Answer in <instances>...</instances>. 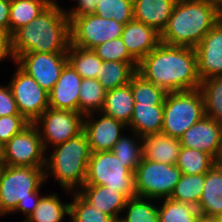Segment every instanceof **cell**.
Returning a JSON list of instances; mask_svg holds the SVG:
<instances>
[{
	"mask_svg": "<svg viewBox=\"0 0 222 222\" xmlns=\"http://www.w3.org/2000/svg\"><path fill=\"white\" fill-rule=\"evenodd\" d=\"M137 74L168 92L200 88L196 50L160 43L138 62Z\"/></svg>",
	"mask_w": 222,
	"mask_h": 222,
	"instance_id": "cell-1",
	"label": "cell"
},
{
	"mask_svg": "<svg viewBox=\"0 0 222 222\" xmlns=\"http://www.w3.org/2000/svg\"><path fill=\"white\" fill-rule=\"evenodd\" d=\"M69 45L70 21L55 0L11 36L14 59L28 52L67 53Z\"/></svg>",
	"mask_w": 222,
	"mask_h": 222,
	"instance_id": "cell-2",
	"label": "cell"
},
{
	"mask_svg": "<svg viewBox=\"0 0 222 222\" xmlns=\"http://www.w3.org/2000/svg\"><path fill=\"white\" fill-rule=\"evenodd\" d=\"M219 15L220 11L204 0H177L160 34L161 43L195 49L219 21Z\"/></svg>",
	"mask_w": 222,
	"mask_h": 222,
	"instance_id": "cell-3",
	"label": "cell"
},
{
	"mask_svg": "<svg viewBox=\"0 0 222 222\" xmlns=\"http://www.w3.org/2000/svg\"><path fill=\"white\" fill-rule=\"evenodd\" d=\"M45 181V167L1 165L0 216L20 211L27 219L37 208Z\"/></svg>",
	"mask_w": 222,
	"mask_h": 222,
	"instance_id": "cell-4",
	"label": "cell"
},
{
	"mask_svg": "<svg viewBox=\"0 0 222 222\" xmlns=\"http://www.w3.org/2000/svg\"><path fill=\"white\" fill-rule=\"evenodd\" d=\"M53 148L54 152L46 157L45 180L51 174L64 190L77 192L85 183L92 153L87 136L82 132Z\"/></svg>",
	"mask_w": 222,
	"mask_h": 222,
	"instance_id": "cell-5",
	"label": "cell"
},
{
	"mask_svg": "<svg viewBox=\"0 0 222 222\" xmlns=\"http://www.w3.org/2000/svg\"><path fill=\"white\" fill-rule=\"evenodd\" d=\"M204 116V98L200 88L168 92L163 105L161 133L179 139Z\"/></svg>",
	"mask_w": 222,
	"mask_h": 222,
	"instance_id": "cell-6",
	"label": "cell"
},
{
	"mask_svg": "<svg viewBox=\"0 0 222 222\" xmlns=\"http://www.w3.org/2000/svg\"><path fill=\"white\" fill-rule=\"evenodd\" d=\"M84 185H103L117 190L127 199L136 197L134 172L125 167L112 151L91 153Z\"/></svg>",
	"mask_w": 222,
	"mask_h": 222,
	"instance_id": "cell-7",
	"label": "cell"
},
{
	"mask_svg": "<svg viewBox=\"0 0 222 222\" xmlns=\"http://www.w3.org/2000/svg\"><path fill=\"white\" fill-rule=\"evenodd\" d=\"M182 172L176 165L143 159L134 172V187L138 197L158 199L170 198Z\"/></svg>",
	"mask_w": 222,
	"mask_h": 222,
	"instance_id": "cell-8",
	"label": "cell"
},
{
	"mask_svg": "<svg viewBox=\"0 0 222 222\" xmlns=\"http://www.w3.org/2000/svg\"><path fill=\"white\" fill-rule=\"evenodd\" d=\"M46 156L38 127L33 123L0 148L1 165L6 166L45 167Z\"/></svg>",
	"mask_w": 222,
	"mask_h": 222,
	"instance_id": "cell-9",
	"label": "cell"
},
{
	"mask_svg": "<svg viewBox=\"0 0 222 222\" xmlns=\"http://www.w3.org/2000/svg\"><path fill=\"white\" fill-rule=\"evenodd\" d=\"M83 121L84 115L80 112L49 107L33 124L38 127L46 152L49 145L53 148L82 133Z\"/></svg>",
	"mask_w": 222,
	"mask_h": 222,
	"instance_id": "cell-10",
	"label": "cell"
},
{
	"mask_svg": "<svg viewBox=\"0 0 222 222\" xmlns=\"http://www.w3.org/2000/svg\"><path fill=\"white\" fill-rule=\"evenodd\" d=\"M124 24L96 14L75 17L70 21V44L86 49L121 37Z\"/></svg>",
	"mask_w": 222,
	"mask_h": 222,
	"instance_id": "cell-11",
	"label": "cell"
},
{
	"mask_svg": "<svg viewBox=\"0 0 222 222\" xmlns=\"http://www.w3.org/2000/svg\"><path fill=\"white\" fill-rule=\"evenodd\" d=\"M14 74L8 86L20 115L33 123L49 108V93L18 65Z\"/></svg>",
	"mask_w": 222,
	"mask_h": 222,
	"instance_id": "cell-12",
	"label": "cell"
},
{
	"mask_svg": "<svg viewBox=\"0 0 222 222\" xmlns=\"http://www.w3.org/2000/svg\"><path fill=\"white\" fill-rule=\"evenodd\" d=\"M14 62L49 93L68 59L66 53L28 52L18 55Z\"/></svg>",
	"mask_w": 222,
	"mask_h": 222,
	"instance_id": "cell-13",
	"label": "cell"
},
{
	"mask_svg": "<svg viewBox=\"0 0 222 222\" xmlns=\"http://www.w3.org/2000/svg\"><path fill=\"white\" fill-rule=\"evenodd\" d=\"M179 141L181 147L206 152L219 162L222 156V125L205 115L188 128Z\"/></svg>",
	"mask_w": 222,
	"mask_h": 222,
	"instance_id": "cell-14",
	"label": "cell"
},
{
	"mask_svg": "<svg viewBox=\"0 0 222 222\" xmlns=\"http://www.w3.org/2000/svg\"><path fill=\"white\" fill-rule=\"evenodd\" d=\"M97 114H101L99 119L94 118V112L84 115L83 132L88 138L91 152L111 151L127 125L102 112Z\"/></svg>",
	"mask_w": 222,
	"mask_h": 222,
	"instance_id": "cell-15",
	"label": "cell"
},
{
	"mask_svg": "<svg viewBox=\"0 0 222 222\" xmlns=\"http://www.w3.org/2000/svg\"><path fill=\"white\" fill-rule=\"evenodd\" d=\"M201 81L222 77V24L218 21L195 48Z\"/></svg>",
	"mask_w": 222,
	"mask_h": 222,
	"instance_id": "cell-16",
	"label": "cell"
},
{
	"mask_svg": "<svg viewBox=\"0 0 222 222\" xmlns=\"http://www.w3.org/2000/svg\"><path fill=\"white\" fill-rule=\"evenodd\" d=\"M83 78L67 63L49 92V107L79 112V94Z\"/></svg>",
	"mask_w": 222,
	"mask_h": 222,
	"instance_id": "cell-17",
	"label": "cell"
},
{
	"mask_svg": "<svg viewBox=\"0 0 222 222\" xmlns=\"http://www.w3.org/2000/svg\"><path fill=\"white\" fill-rule=\"evenodd\" d=\"M121 39L129 54L137 62L161 43L160 33L134 19L124 25Z\"/></svg>",
	"mask_w": 222,
	"mask_h": 222,
	"instance_id": "cell-18",
	"label": "cell"
},
{
	"mask_svg": "<svg viewBox=\"0 0 222 222\" xmlns=\"http://www.w3.org/2000/svg\"><path fill=\"white\" fill-rule=\"evenodd\" d=\"M77 193L92 207L119 221L127 198L117 190L103 185H83Z\"/></svg>",
	"mask_w": 222,
	"mask_h": 222,
	"instance_id": "cell-19",
	"label": "cell"
},
{
	"mask_svg": "<svg viewBox=\"0 0 222 222\" xmlns=\"http://www.w3.org/2000/svg\"><path fill=\"white\" fill-rule=\"evenodd\" d=\"M176 2L177 0H133V18L161 34Z\"/></svg>",
	"mask_w": 222,
	"mask_h": 222,
	"instance_id": "cell-20",
	"label": "cell"
},
{
	"mask_svg": "<svg viewBox=\"0 0 222 222\" xmlns=\"http://www.w3.org/2000/svg\"><path fill=\"white\" fill-rule=\"evenodd\" d=\"M196 208L201 215L208 217L222 215V166L219 162L205 173L201 199Z\"/></svg>",
	"mask_w": 222,
	"mask_h": 222,
	"instance_id": "cell-21",
	"label": "cell"
},
{
	"mask_svg": "<svg viewBox=\"0 0 222 222\" xmlns=\"http://www.w3.org/2000/svg\"><path fill=\"white\" fill-rule=\"evenodd\" d=\"M143 159L153 162L176 165L181 145L177 138L160 134H151L142 137Z\"/></svg>",
	"mask_w": 222,
	"mask_h": 222,
	"instance_id": "cell-22",
	"label": "cell"
},
{
	"mask_svg": "<svg viewBox=\"0 0 222 222\" xmlns=\"http://www.w3.org/2000/svg\"><path fill=\"white\" fill-rule=\"evenodd\" d=\"M163 105L135 103L132 119L127 127L140 137L160 134L163 126Z\"/></svg>",
	"mask_w": 222,
	"mask_h": 222,
	"instance_id": "cell-23",
	"label": "cell"
},
{
	"mask_svg": "<svg viewBox=\"0 0 222 222\" xmlns=\"http://www.w3.org/2000/svg\"><path fill=\"white\" fill-rule=\"evenodd\" d=\"M134 104L131 86L128 83L107 91L101 112L128 126L132 119Z\"/></svg>",
	"mask_w": 222,
	"mask_h": 222,
	"instance_id": "cell-24",
	"label": "cell"
},
{
	"mask_svg": "<svg viewBox=\"0 0 222 222\" xmlns=\"http://www.w3.org/2000/svg\"><path fill=\"white\" fill-rule=\"evenodd\" d=\"M53 0H11L9 13V34L35 19Z\"/></svg>",
	"mask_w": 222,
	"mask_h": 222,
	"instance_id": "cell-25",
	"label": "cell"
},
{
	"mask_svg": "<svg viewBox=\"0 0 222 222\" xmlns=\"http://www.w3.org/2000/svg\"><path fill=\"white\" fill-rule=\"evenodd\" d=\"M66 54L68 63L83 79H100V70L103 61L93 49H86L70 44Z\"/></svg>",
	"mask_w": 222,
	"mask_h": 222,
	"instance_id": "cell-26",
	"label": "cell"
},
{
	"mask_svg": "<svg viewBox=\"0 0 222 222\" xmlns=\"http://www.w3.org/2000/svg\"><path fill=\"white\" fill-rule=\"evenodd\" d=\"M138 62L103 61L100 70V84L106 91L130 83L137 73Z\"/></svg>",
	"mask_w": 222,
	"mask_h": 222,
	"instance_id": "cell-27",
	"label": "cell"
},
{
	"mask_svg": "<svg viewBox=\"0 0 222 222\" xmlns=\"http://www.w3.org/2000/svg\"><path fill=\"white\" fill-rule=\"evenodd\" d=\"M70 214V203H62L55 194L42 196L35 211L24 222H62Z\"/></svg>",
	"mask_w": 222,
	"mask_h": 222,
	"instance_id": "cell-28",
	"label": "cell"
},
{
	"mask_svg": "<svg viewBox=\"0 0 222 222\" xmlns=\"http://www.w3.org/2000/svg\"><path fill=\"white\" fill-rule=\"evenodd\" d=\"M107 91L96 78L83 79L79 94V112L86 115L101 112Z\"/></svg>",
	"mask_w": 222,
	"mask_h": 222,
	"instance_id": "cell-29",
	"label": "cell"
},
{
	"mask_svg": "<svg viewBox=\"0 0 222 222\" xmlns=\"http://www.w3.org/2000/svg\"><path fill=\"white\" fill-rule=\"evenodd\" d=\"M216 163L206 152L181 147L176 166L182 174L196 175L208 172Z\"/></svg>",
	"mask_w": 222,
	"mask_h": 222,
	"instance_id": "cell-30",
	"label": "cell"
},
{
	"mask_svg": "<svg viewBox=\"0 0 222 222\" xmlns=\"http://www.w3.org/2000/svg\"><path fill=\"white\" fill-rule=\"evenodd\" d=\"M204 183L205 173L196 175L182 174L170 196V199L192 204L197 207L201 199Z\"/></svg>",
	"mask_w": 222,
	"mask_h": 222,
	"instance_id": "cell-31",
	"label": "cell"
},
{
	"mask_svg": "<svg viewBox=\"0 0 222 222\" xmlns=\"http://www.w3.org/2000/svg\"><path fill=\"white\" fill-rule=\"evenodd\" d=\"M133 135L134 138H131V136L127 137L125 134H123L114 144L111 151L123 162L125 167H127L130 171L135 172V169L143 158V140L142 137L134 132L132 133V137Z\"/></svg>",
	"mask_w": 222,
	"mask_h": 222,
	"instance_id": "cell-32",
	"label": "cell"
},
{
	"mask_svg": "<svg viewBox=\"0 0 222 222\" xmlns=\"http://www.w3.org/2000/svg\"><path fill=\"white\" fill-rule=\"evenodd\" d=\"M205 115L222 125V77L204 79L200 83Z\"/></svg>",
	"mask_w": 222,
	"mask_h": 222,
	"instance_id": "cell-33",
	"label": "cell"
},
{
	"mask_svg": "<svg viewBox=\"0 0 222 222\" xmlns=\"http://www.w3.org/2000/svg\"><path fill=\"white\" fill-rule=\"evenodd\" d=\"M162 206L158 205V222H195L200 215L197 208L188 203L163 198Z\"/></svg>",
	"mask_w": 222,
	"mask_h": 222,
	"instance_id": "cell-34",
	"label": "cell"
},
{
	"mask_svg": "<svg viewBox=\"0 0 222 222\" xmlns=\"http://www.w3.org/2000/svg\"><path fill=\"white\" fill-rule=\"evenodd\" d=\"M150 200L153 199L138 196L128 198L123 209L127 212L126 217L118 222H158V204L155 206Z\"/></svg>",
	"mask_w": 222,
	"mask_h": 222,
	"instance_id": "cell-35",
	"label": "cell"
},
{
	"mask_svg": "<svg viewBox=\"0 0 222 222\" xmlns=\"http://www.w3.org/2000/svg\"><path fill=\"white\" fill-rule=\"evenodd\" d=\"M131 91L135 103L164 104L167 92L157 85L146 81L139 74H135L130 81Z\"/></svg>",
	"mask_w": 222,
	"mask_h": 222,
	"instance_id": "cell-36",
	"label": "cell"
},
{
	"mask_svg": "<svg viewBox=\"0 0 222 222\" xmlns=\"http://www.w3.org/2000/svg\"><path fill=\"white\" fill-rule=\"evenodd\" d=\"M95 14L126 24L133 18V0H99Z\"/></svg>",
	"mask_w": 222,
	"mask_h": 222,
	"instance_id": "cell-37",
	"label": "cell"
},
{
	"mask_svg": "<svg viewBox=\"0 0 222 222\" xmlns=\"http://www.w3.org/2000/svg\"><path fill=\"white\" fill-rule=\"evenodd\" d=\"M69 218L71 222H116L111 216L100 212L86 202L77 192H73Z\"/></svg>",
	"mask_w": 222,
	"mask_h": 222,
	"instance_id": "cell-38",
	"label": "cell"
},
{
	"mask_svg": "<svg viewBox=\"0 0 222 222\" xmlns=\"http://www.w3.org/2000/svg\"><path fill=\"white\" fill-rule=\"evenodd\" d=\"M93 50L102 61L137 62L127 51L121 37L104 42Z\"/></svg>",
	"mask_w": 222,
	"mask_h": 222,
	"instance_id": "cell-39",
	"label": "cell"
},
{
	"mask_svg": "<svg viewBox=\"0 0 222 222\" xmlns=\"http://www.w3.org/2000/svg\"><path fill=\"white\" fill-rule=\"evenodd\" d=\"M29 124L22 115L0 117V148Z\"/></svg>",
	"mask_w": 222,
	"mask_h": 222,
	"instance_id": "cell-40",
	"label": "cell"
},
{
	"mask_svg": "<svg viewBox=\"0 0 222 222\" xmlns=\"http://www.w3.org/2000/svg\"><path fill=\"white\" fill-rule=\"evenodd\" d=\"M20 115L12 92L8 85H0V117Z\"/></svg>",
	"mask_w": 222,
	"mask_h": 222,
	"instance_id": "cell-41",
	"label": "cell"
},
{
	"mask_svg": "<svg viewBox=\"0 0 222 222\" xmlns=\"http://www.w3.org/2000/svg\"><path fill=\"white\" fill-rule=\"evenodd\" d=\"M78 5L75 8L66 11L64 13L66 17L71 21L75 17H82L85 15L95 14L97 4L99 0H77Z\"/></svg>",
	"mask_w": 222,
	"mask_h": 222,
	"instance_id": "cell-42",
	"label": "cell"
},
{
	"mask_svg": "<svg viewBox=\"0 0 222 222\" xmlns=\"http://www.w3.org/2000/svg\"><path fill=\"white\" fill-rule=\"evenodd\" d=\"M7 57H11L14 60L11 52V36L8 32L0 29V61Z\"/></svg>",
	"mask_w": 222,
	"mask_h": 222,
	"instance_id": "cell-43",
	"label": "cell"
},
{
	"mask_svg": "<svg viewBox=\"0 0 222 222\" xmlns=\"http://www.w3.org/2000/svg\"><path fill=\"white\" fill-rule=\"evenodd\" d=\"M11 0H0V29L9 33Z\"/></svg>",
	"mask_w": 222,
	"mask_h": 222,
	"instance_id": "cell-44",
	"label": "cell"
},
{
	"mask_svg": "<svg viewBox=\"0 0 222 222\" xmlns=\"http://www.w3.org/2000/svg\"><path fill=\"white\" fill-rule=\"evenodd\" d=\"M195 222H218L217 217H208L205 215H199Z\"/></svg>",
	"mask_w": 222,
	"mask_h": 222,
	"instance_id": "cell-45",
	"label": "cell"
},
{
	"mask_svg": "<svg viewBox=\"0 0 222 222\" xmlns=\"http://www.w3.org/2000/svg\"><path fill=\"white\" fill-rule=\"evenodd\" d=\"M210 5L215 6L219 11H222V0H204Z\"/></svg>",
	"mask_w": 222,
	"mask_h": 222,
	"instance_id": "cell-46",
	"label": "cell"
},
{
	"mask_svg": "<svg viewBox=\"0 0 222 222\" xmlns=\"http://www.w3.org/2000/svg\"><path fill=\"white\" fill-rule=\"evenodd\" d=\"M219 22L222 24V11H220Z\"/></svg>",
	"mask_w": 222,
	"mask_h": 222,
	"instance_id": "cell-47",
	"label": "cell"
},
{
	"mask_svg": "<svg viewBox=\"0 0 222 222\" xmlns=\"http://www.w3.org/2000/svg\"><path fill=\"white\" fill-rule=\"evenodd\" d=\"M217 218H218V222H222V215L217 216Z\"/></svg>",
	"mask_w": 222,
	"mask_h": 222,
	"instance_id": "cell-48",
	"label": "cell"
},
{
	"mask_svg": "<svg viewBox=\"0 0 222 222\" xmlns=\"http://www.w3.org/2000/svg\"><path fill=\"white\" fill-rule=\"evenodd\" d=\"M220 165L222 166V156L220 158V161H219Z\"/></svg>",
	"mask_w": 222,
	"mask_h": 222,
	"instance_id": "cell-49",
	"label": "cell"
}]
</instances>
